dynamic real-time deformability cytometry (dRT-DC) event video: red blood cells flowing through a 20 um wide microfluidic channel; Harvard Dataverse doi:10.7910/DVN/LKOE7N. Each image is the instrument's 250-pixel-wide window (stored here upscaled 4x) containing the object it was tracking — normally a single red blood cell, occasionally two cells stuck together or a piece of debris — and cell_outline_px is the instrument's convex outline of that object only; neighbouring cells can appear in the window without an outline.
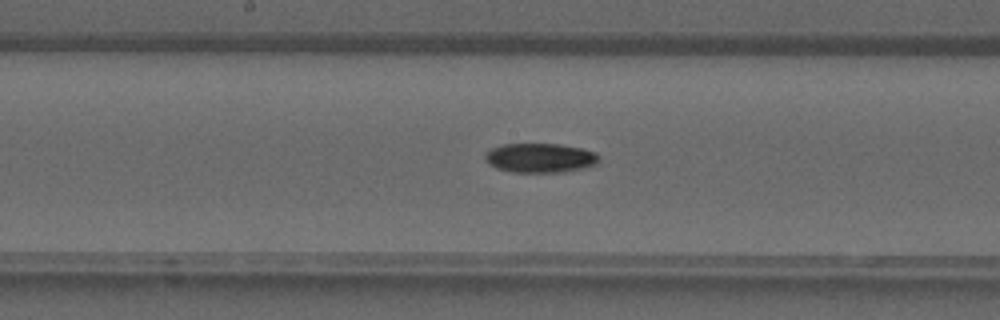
{"species": "common noctule bat (a hibernating species)", "species_latin": "Nyctalus noctula", "temperature_condition": "warm", "stored_images_in_passage": 27, "camera_frame_rate_fps": 3000, "um_per_image_px": 0.085, "animal": {"sex": "male", "forearm_length_mm": 52.5}, "frame": {"image": 1, "passage_image": 9, "time_ms": 2.667, "image_size_px": [1000, 320], "cell_outline_px": [[600, 164], [584, 168], [564, 172], [512, 172], [496, 168], [488, 164], [484, 160], [484, 152], [492, 148], [504, 144], [560, 144], [580, 148], [596, 152], [600, 156]], "centroid_in_image_um": [45.93, 13.43], "position_along_channel_um": 202.3, "area_um2": 19.83}}
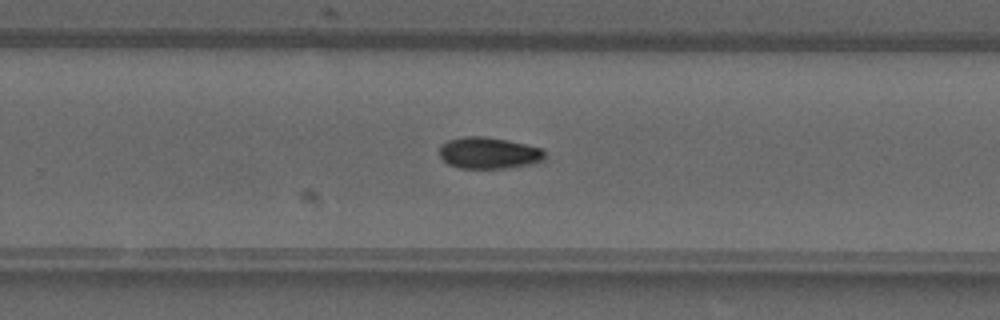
{"frame": {"image": 2, "passage_image": 14, "time_ms": 4.333, "image_size_px": [1000, 320], "cell_outline_px": [[544, 160], [532, 164], [508, 168], [460, 168], [448, 164], [440, 156], [440, 144], [448, 140], [464, 136], [484, 136], [544, 148]], "centroid_in_image_um": [41.54, 13.0], "position_along_channel_um": 288.3, "area_um2": 19.36}}
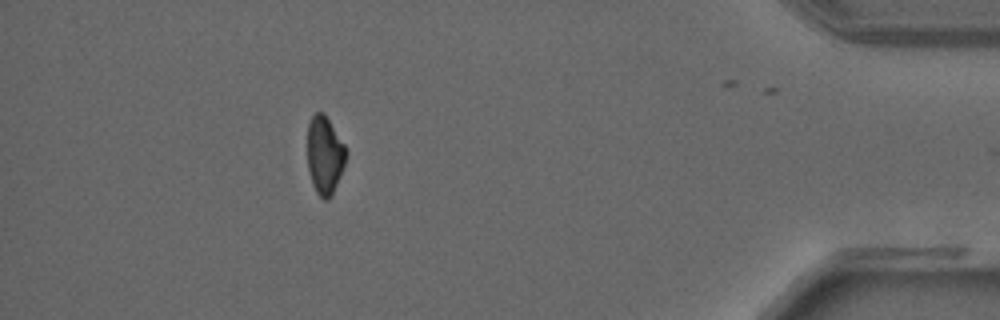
{"frame": {"image": 3, "passage_image": 24, "time_ms": 7.667, "image_size_px": [1000, 320], "cell_outline_px": [[348, 152], [344, 164], [332, 196], [328, 200], [324, 200], [316, 192], [312, 184], [308, 168], [308, 124], [312, 116], [316, 112], [324, 112], [344, 144]], "centroid_in_image_um": [27.6, 13.19], "position_along_channel_um": 407.6, "area_um2": 17.51}}